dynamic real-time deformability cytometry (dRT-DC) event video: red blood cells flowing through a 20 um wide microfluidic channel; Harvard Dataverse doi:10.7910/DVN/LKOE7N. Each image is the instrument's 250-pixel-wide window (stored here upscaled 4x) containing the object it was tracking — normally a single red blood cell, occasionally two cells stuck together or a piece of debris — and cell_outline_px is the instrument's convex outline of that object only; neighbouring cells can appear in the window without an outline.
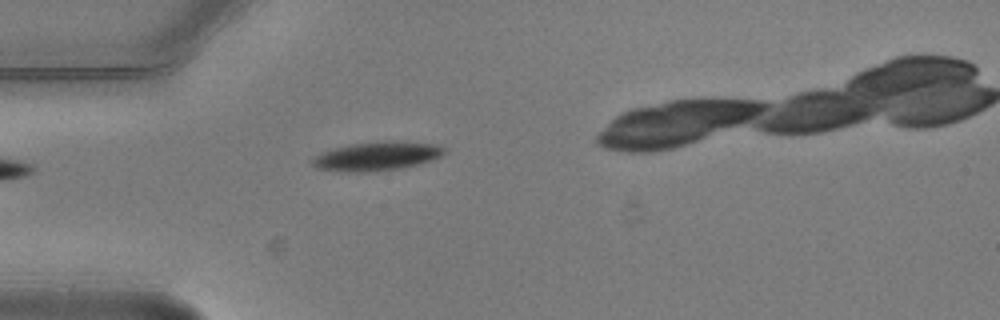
{"species": "common noctule bat (a hibernating species)", "species_latin": "Nyctalus noctula", "temperature_condition": "warm", "stored_images_in_passage": 2, "camera_frame_rate_fps": 3000, "um_per_image_px": 0.085, "animal": {"sex": "male", "body_mass_g": 20.5, "forearm_length_mm": 52.5}, "frame": {"image": 1, "passage_image": 1, "time_ms": 0.0, "image_size_px": [1000, 320], "cell_outline_px": [[448, 152], [432, 160], [420, 164], [404, 168], [372, 172], [340, 172], [316, 168], [308, 164], [320, 152], [332, 148], [348, 144], [400, 140], [440, 144], [448, 148]], "centroid_in_image_um": [32.07, 13.27], "position_along_channel_um": 52.9, "area_um2": 23.0}}